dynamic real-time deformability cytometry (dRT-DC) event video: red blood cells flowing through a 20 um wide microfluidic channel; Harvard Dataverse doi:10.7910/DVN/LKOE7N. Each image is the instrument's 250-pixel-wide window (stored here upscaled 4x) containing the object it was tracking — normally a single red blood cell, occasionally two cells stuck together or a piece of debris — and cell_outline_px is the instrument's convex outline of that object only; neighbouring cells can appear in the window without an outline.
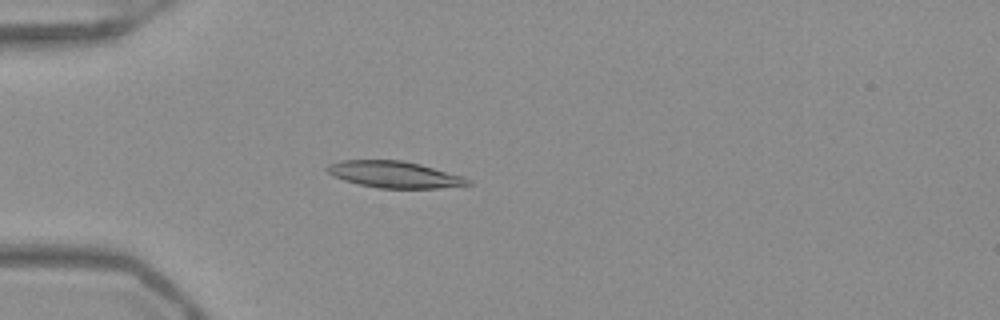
{"species": "Egyptian fruit bat (a non-hibernating species)", "species_latin": "Rousettus aegyptiacus", "temperature_condition": "warm", "stored_images_in_passage": 53, "camera_frame_rate_fps": 3000, "um_per_image_px": 0.085, "frame": {"image": 1, "passage_image": 16, "time_ms": 5.0, "image_size_px": [1000, 320], "cell_outline_px": [[472, 184], [436, 188], [380, 188], [360, 184], [344, 180], [332, 176], [324, 168], [328, 164], [340, 160], [400, 160], [420, 164], [464, 176], [472, 180]], "centroid_in_image_um": [33.52, 14.82], "position_along_channel_um": 51.5, "area_um2": 21.79}}
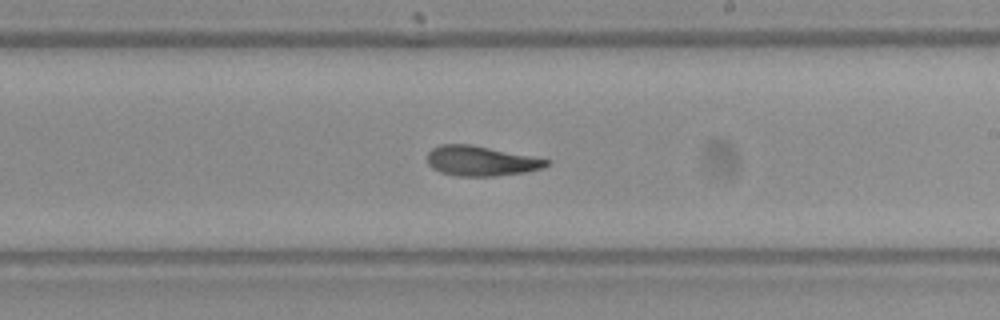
{"frame": {"image": 2, "passage_image": 32, "time_ms": 10.333, "image_size_px": [1000, 320], "cell_outline_px": [[552, 164], [544, 168], [524, 172], [496, 176], [456, 176], [440, 172], [432, 168], [428, 164], [428, 152], [432, 148], [440, 144], [472, 144], [552, 160]], "centroid_in_image_um": [40.91, 13.68], "position_along_channel_um": 248.1, "area_um2": 21.04}}
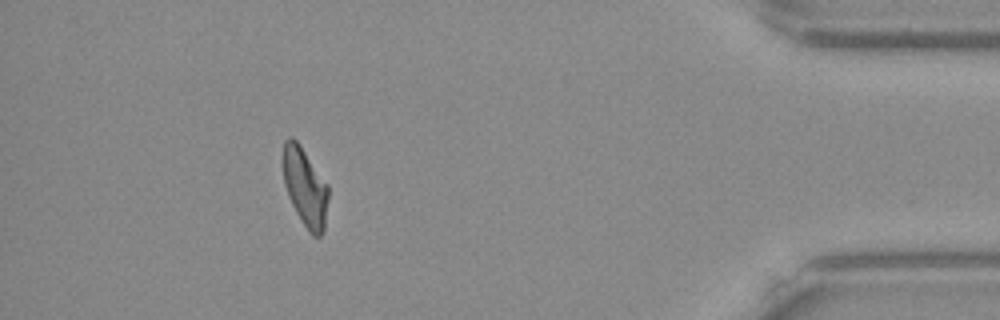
{"frame": {"image": 3, "passage_image": 48, "time_ms": 15.667, "image_size_px": [1000, 320], "cell_outline_px": [[328, 200], [324, 228], [320, 236], [312, 236], [308, 232], [300, 220], [288, 196], [284, 184], [280, 160], [280, 156], [284, 140], [288, 136], [292, 136], [300, 144], [328, 184]], "centroid_in_image_um": [25.88, 15.84], "position_along_channel_um": 409.3, "area_um2": 21.39}, "authors_computed_cell_mechanics": {"area_um2": 21.386, "velocity_mm_per_s": 3.9519, "shape_relaxation_time_tau1_ms": 7.5422, "shape_relaxation_time_tau2_ms": 2.4618, "deformation_change_tau1": 0.1957, "deformation_change_tau2": 0.1001}}